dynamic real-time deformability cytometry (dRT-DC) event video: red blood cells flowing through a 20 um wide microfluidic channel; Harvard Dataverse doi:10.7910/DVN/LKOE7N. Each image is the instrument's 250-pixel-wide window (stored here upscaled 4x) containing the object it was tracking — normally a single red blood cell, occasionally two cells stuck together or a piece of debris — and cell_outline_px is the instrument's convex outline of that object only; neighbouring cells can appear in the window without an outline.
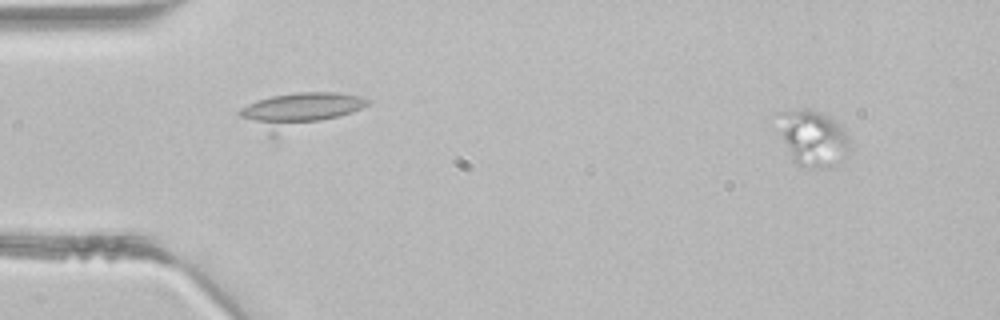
{"species": "common noctule bat (a hibernating species)", "species_latin": "Nyctalus noctula", "temperature_condition": "room temperature", "stored_images_in_passage": 2, "camera_frame_rate_fps": 3000, "um_per_image_px": 0.085, "animal": {"sex": "male", "body_mass_g": 21.5, "forearm_length_mm": 52.0}, "frame": {"image": 1, "passage_image": 2, "time_ms": 0.333, "image_size_px": [1000, 320], "cell_outline_px": [[852, 148], [832, 168], [812, 168], [796, 164], [792, 160], [784, 140], [776, 112], [804, 108], [808, 108], [824, 112], [840, 124], [844, 128], [848, 136]], "centroid_in_image_um": [69.15, 11.72], "position_along_channel_um": 15.9, "area_um2": 23.64}}